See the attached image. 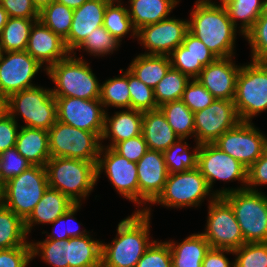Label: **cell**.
I'll use <instances>...</instances> for the list:
<instances>
[{
    "mask_svg": "<svg viewBox=\"0 0 267 267\" xmlns=\"http://www.w3.org/2000/svg\"><path fill=\"white\" fill-rule=\"evenodd\" d=\"M240 119L231 100L215 99L211 105L194 113V137L198 144L214 143Z\"/></svg>",
    "mask_w": 267,
    "mask_h": 267,
    "instance_id": "obj_13",
    "label": "cell"
},
{
    "mask_svg": "<svg viewBox=\"0 0 267 267\" xmlns=\"http://www.w3.org/2000/svg\"><path fill=\"white\" fill-rule=\"evenodd\" d=\"M55 98L58 121L81 130L94 132L101 138L106 111L103 109V104L99 99Z\"/></svg>",
    "mask_w": 267,
    "mask_h": 267,
    "instance_id": "obj_16",
    "label": "cell"
},
{
    "mask_svg": "<svg viewBox=\"0 0 267 267\" xmlns=\"http://www.w3.org/2000/svg\"><path fill=\"white\" fill-rule=\"evenodd\" d=\"M139 183V206L151 203L162 192L168 178L163 152L148 149L136 163Z\"/></svg>",
    "mask_w": 267,
    "mask_h": 267,
    "instance_id": "obj_19",
    "label": "cell"
},
{
    "mask_svg": "<svg viewBox=\"0 0 267 267\" xmlns=\"http://www.w3.org/2000/svg\"><path fill=\"white\" fill-rule=\"evenodd\" d=\"M113 149L127 160L137 163L147 152L148 147L141 134L117 143Z\"/></svg>",
    "mask_w": 267,
    "mask_h": 267,
    "instance_id": "obj_51",
    "label": "cell"
},
{
    "mask_svg": "<svg viewBox=\"0 0 267 267\" xmlns=\"http://www.w3.org/2000/svg\"><path fill=\"white\" fill-rule=\"evenodd\" d=\"M142 135L148 149L159 152H164L179 139L160 109L143 112Z\"/></svg>",
    "mask_w": 267,
    "mask_h": 267,
    "instance_id": "obj_25",
    "label": "cell"
},
{
    "mask_svg": "<svg viewBox=\"0 0 267 267\" xmlns=\"http://www.w3.org/2000/svg\"><path fill=\"white\" fill-rule=\"evenodd\" d=\"M42 67L26 50L4 52L0 63V97L6 100L13 93L36 87L31 82Z\"/></svg>",
    "mask_w": 267,
    "mask_h": 267,
    "instance_id": "obj_15",
    "label": "cell"
},
{
    "mask_svg": "<svg viewBox=\"0 0 267 267\" xmlns=\"http://www.w3.org/2000/svg\"><path fill=\"white\" fill-rule=\"evenodd\" d=\"M3 55H4V50L2 49V46L0 44V63H1Z\"/></svg>",
    "mask_w": 267,
    "mask_h": 267,
    "instance_id": "obj_62",
    "label": "cell"
},
{
    "mask_svg": "<svg viewBox=\"0 0 267 267\" xmlns=\"http://www.w3.org/2000/svg\"><path fill=\"white\" fill-rule=\"evenodd\" d=\"M197 168L206 179L209 189L215 180L242 181L246 189L247 170L242 163L223 152L214 143L201 144L198 151Z\"/></svg>",
    "mask_w": 267,
    "mask_h": 267,
    "instance_id": "obj_17",
    "label": "cell"
},
{
    "mask_svg": "<svg viewBox=\"0 0 267 267\" xmlns=\"http://www.w3.org/2000/svg\"><path fill=\"white\" fill-rule=\"evenodd\" d=\"M100 102L107 106L131 109V97L128 87V69L120 77L110 78L101 84Z\"/></svg>",
    "mask_w": 267,
    "mask_h": 267,
    "instance_id": "obj_36",
    "label": "cell"
},
{
    "mask_svg": "<svg viewBox=\"0 0 267 267\" xmlns=\"http://www.w3.org/2000/svg\"><path fill=\"white\" fill-rule=\"evenodd\" d=\"M240 68L234 64L232 57L217 58L203 68L196 80L215 99L233 101Z\"/></svg>",
    "mask_w": 267,
    "mask_h": 267,
    "instance_id": "obj_20",
    "label": "cell"
},
{
    "mask_svg": "<svg viewBox=\"0 0 267 267\" xmlns=\"http://www.w3.org/2000/svg\"><path fill=\"white\" fill-rule=\"evenodd\" d=\"M26 51L41 65L48 63L45 70L70 54L64 40L40 20L32 25Z\"/></svg>",
    "mask_w": 267,
    "mask_h": 267,
    "instance_id": "obj_21",
    "label": "cell"
},
{
    "mask_svg": "<svg viewBox=\"0 0 267 267\" xmlns=\"http://www.w3.org/2000/svg\"><path fill=\"white\" fill-rule=\"evenodd\" d=\"M136 210L121 220L117 235L109 244L102 243L101 267H135L152 244L149 240L150 208ZM112 244V245H111Z\"/></svg>",
    "mask_w": 267,
    "mask_h": 267,
    "instance_id": "obj_1",
    "label": "cell"
},
{
    "mask_svg": "<svg viewBox=\"0 0 267 267\" xmlns=\"http://www.w3.org/2000/svg\"><path fill=\"white\" fill-rule=\"evenodd\" d=\"M69 267H101L102 242L90 235L68 238Z\"/></svg>",
    "mask_w": 267,
    "mask_h": 267,
    "instance_id": "obj_30",
    "label": "cell"
},
{
    "mask_svg": "<svg viewBox=\"0 0 267 267\" xmlns=\"http://www.w3.org/2000/svg\"><path fill=\"white\" fill-rule=\"evenodd\" d=\"M32 258L41 254V258L52 267H69V242L67 239H44L32 243Z\"/></svg>",
    "mask_w": 267,
    "mask_h": 267,
    "instance_id": "obj_40",
    "label": "cell"
},
{
    "mask_svg": "<svg viewBox=\"0 0 267 267\" xmlns=\"http://www.w3.org/2000/svg\"><path fill=\"white\" fill-rule=\"evenodd\" d=\"M2 190H3V185H2V183L0 182V192H2Z\"/></svg>",
    "mask_w": 267,
    "mask_h": 267,
    "instance_id": "obj_64",
    "label": "cell"
},
{
    "mask_svg": "<svg viewBox=\"0 0 267 267\" xmlns=\"http://www.w3.org/2000/svg\"><path fill=\"white\" fill-rule=\"evenodd\" d=\"M188 21V31L201 40L217 58L233 57L237 28L223 4L197 0Z\"/></svg>",
    "mask_w": 267,
    "mask_h": 267,
    "instance_id": "obj_2",
    "label": "cell"
},
{
    "mask_svg": "<svg viewBox=\"0 0 267 267\" xmlns=\"http://www.w3.org/2000/svg\"><path fill=\"white\" fill-rule=\"evenodd\" d=\"M0 5L9 17L39 19V12L32 0H0Z\"/></svg>",
    "mask_w": 267,
    "mask_h": 267,
    "instance_id": "obj_53",
    "label": "cell"
},
{
    "mask_svg": "<svg viewBox=\"0 0 267 267\" xmlns=\"http://www.w3.org/2000/svg\"><path fill=\"white\" fill-rule=\"evenodd\" d=\"M46 69V74L55 83L51 89L54 97H75L85 100L99 99L101 85L90 66L75 52ZM75 56V57H74Z\"/></svg>",
    "mask_w": 267,
    "mask_h": 267,
    "instance_id": "obj_5",
    "label": "cell"
},
{
    "mask_svg": "<svg viewBox=\"0 0 267 267\" xmlns=\"http://www.w3.org/2000/svg\"><path fill=\"white\" fill-rule=\"evenodd\" d=\"M121 0H111L104 13L103 27L119 42L129 31L136 37V29L133 27L129 16V9L122 6ZM119 3L117 5L114 4Z\"/></svg>",
    "mask_w": 267,
    "mask_h": 267,
    "instance_id": "obj_37",
    "label": "cell"
},
{
    "mask_svg": "<svg viewBox=\"0 0 267 267\" xmlns=\"http://www.w3.org/2000/svg\"><path fill=\"white\" fill-rule=\"evenodd\" d=\"M32 259L31 242L24 246L0 250V267H27Z\"/></svg>",
    "mask_w": 267,
    "mask_h": 267,
    "instance_id": "obj_49",
    "label": "cell"
},
{
    "mask_svg": "<svg viewBox=\"0 0 267 267\" xmlns=\"http://www.w3.org/2000/svg\"><path fill=\"white\" fill-rule=\"evenodd\" d=\"M8 18H9V16H8L7 12L0 5V35H1V32H2L5 24L7 23Z\"/></svg>",
    "mask_w": 267,
    "mask_h": 267,
    "instance_id": "obj_59",
    "label": "cell"
},
{
    "mask_svg": "<svg viewBox=\"0 0 267 267\" xmlns=\"http://www.w3.org/2000/svg\"><path fill=\"white\" fill-rule=\"evenodd\" d=\"M81 203L80 204H74L72 207H70L62 216L58 217L54 222H52V226H58L61 225L63 226L64 222L66 223V221L69 222V220H74V214L80 209ZM67 222V223H68ZM78 224V223H76ZM64 226H67L64 224ZM62 227V229L57 231H52L51 234H49L46 239H55V240H62V239H68V238H72V237H80V236H84L87 235L89 233V231L87 232L86 230L80 231L79 229H77V225L75 226V228H70L69 226L67 227ZM74 227V226H72Z\"/></svg>",
    "mask_w": 267,
    "mask_h": 267,
    "instance_id": "obj_50",
    "label": "cell"
},
{
    "mask_svg": "<svg viewBox=\"0 0 267 267\" xmlns=\"http://www.w3.org/2000/svg\"><path fill=\"white\" fill-rule=\"evenodd\" d=\"M135 267H172L168 243L154 240Z\"/></svg>",
    "mask_w": 267,
    "mask_h": 267,
    "instance_id": "obj_47",
    "label": "cell"
},
{
    "mask_svg": "<svg viewBox=\"0 0 267 267\" xmlns=\"http://www.w3.org/2000/svg\"><path fill=\"white\" fill-rule=\"evenodd\" d=\"M224 252L234 255L230 249L210 248L205 254L202 267H234V261L229 262Z\"/></svg>",
    "mask_w": 267,
    "mask_h": 267,
    "instance_id": "obj_56",
    "label": "cell"
},
{
    "mask_svg": "<svg viewBox=\"0 0 267 267\" xmlns=\"http://www.w3.org/2000/svg\"><path fill=\"white\" fill-rule=\"evenodd\" d=\"M96 170L97 181L101 172L104 170L117 192L131 202H135L139 205V183L135 162L127 160L113 148H105V146L102 145Z\"/></svg>",
    "mask_w": 267,
    "mask_h": 267,
    "instance_id": "obj_14",
    "label": "cell"
},
{
    "mask_svg": "<svg viewBox=\"0 0 267 267\" xmlns=\"http://www.w3.org/2000/svg\"><path fill=\"white\" fill-rule=\"evenodd\" d=\"M241 66L236 82L234 104L240 122L267 110V61Z\"/></svg>",
    "mask_w": 267,
    "mask_h": 267,
    "instance_id": "obj_8",
    "label": "cell"
},
{
    "mask_svg": "<svg viewBox=\"0 0 267 267\" xmlns=\"http://www.w3.org/2000/svg\"><path fill=\"white\" fill-rule=\"evenodd\" d=\"M244 37L252 48V60L267 61V17H259Z\"/></svg>",
    "mask_w": 267,
    "mask_h": 267,
    "instance_id": "obj_45",
    "label": "cell"
},
{
    "mask_svg": "<svg viewBox=\"0 0 267 267\" xmlns=\"http://www.w3.org/2000/svg\"><path fill=\"white\" fill-rule=\"evenodd\" d=\"M185 139H178L163 152L164 161L169 174L185 172L197 168L200 144L196 142L193 153L189 152ZM183 141V142H182ZM190 153V154H189Z\"/></svg>",
    "mask_w": 267,
    "mask_h": 267,
    "instance_id": "obj_35",
    "label": "cell"
},
{
    "mask_svg": "<svg viewBox=\"0 0 267 267\" xmlns=\"http://www.w3.org/2000/svg\"><path fill=\"white\" fill-rule=\"evenodd\" d=\"M17 120L6 111L0 116V153L15 147L19 132Z\"/></svg>",
    "mask_w": 267,
    "mask_h": 267,
    "instance_id": "obj_54",
    "label": "cell"
},
{
    "mask_svg": "<svg viewBox=\"0 0 267 267\" xmlns=\"http://www.w3.org/2000/svg\"><path fill=\"white\" fill-rule=\"evenodd\" d=\"M2 204V192H0V205Z\"/></svg>",
    "mask_w": 267,
    "mask_h": 267,
    "instance_id": "obj_63",
    "label": "cell"
},
{
    "mask_svg": "<svg viewBox=\"0 0 267 267\" xmlns=\"http://www.w3.org/2000/svg\"><path fill=\"white\" fill-rule=\"evenodd\" d=\"M24 221L12 210L0 205V250L24 246L26 240Z\"/></svg>",
    "mask_w": 267,
    "mask_h": 267,
    "instance_id": "obj_31",
    "label": "cell"
},
{
    "mask_svg": "<svg viewBox=\"0 0 267 267\" xmlns=\"http://www.w3.org/2000/svg\"><path fill=\"white\" fill-rule=\"evenodd\" d=\"M51 157H66L97 163L102 147L94 132L81 130L56 121L48 130Z\"/></svg>",
    "mask_w": 267,
    "mask_h": 267,
    "instance_id": "obj_9",
    "label": "cell"
},
{
    "mask_svg": "<svg viewBox=\"0 0 267 267\" xmlns=\"http://www.w3.org/2000/svg\"><path fill=\"white\" fill-rule=\"evenodd\" d=\"M260 17H267V0H263L262 14Z\"/></svg>",
    "mask_w": 267,
    "mask_h": 267,
    "instance_id": "obj_60",
    "label": "cell"
},
{
    "mask_svg": "<svg viewBox=\"0 0 267 267\" xmlns=\"http://www.w3.org/2000/svg\"><path fill=\"white\" fill-rule=\"evenodd\" d=\"M55 1L64 4L67 7L74 10L80 7L83 3H85L88 0H55Z\"/></svg>",
    "mask_w": 267,
    "mask_h": 267,
    "instance_id": "obj_57",
    "label": "cell"
},
{
    "mask_svg": "<svg viewBox=\"0 0 267 267\" xmlns=\"http://www.w3.org/2000/svg\"><path fill=\"white\" fill-rule=\"evenodd\" d=\"M48 187L45 166L32 165L3 184L2 204L25 221Z\"/></svg>",
    "mask_w": 267,
    "mask_h": 267,
    "instance_id": "obj_7",
    "label": "cell"
},
{
    "mask_svg": "<svg viewBox=\"0 0 267 267\" xmlns=\"http://www.w3.org/2000/svg\"><path fill=\"white\" fill-rule=\"evenodd\" d=\"M251 122H239L226 131L214 144L223 152L249 168L264 152L267 137Z\"/></svg>",
    "mask_w": 267,
    "mask_h": 267,
    "instance_id": "obj_12",
    "label": "cell"
},
{
    "mask_svg": "<svg viewBox=\"0 0 267 267\" xmlns=\"http://www.w3.org/2000/svg\"><path fill=\"white\" fill-rule=\"evenodd\" d=\"M73 11L66 5L54 1L39 12V20L64 40L71 29Z\"/></svg>",
    "mask_w": 267,
    "mask_h": 267,
    "instance_id": "obj_39",
    "label": "cell"
},
{
    "mask_svg": "<svg viewBox=\"0 0 267 267\" xmlns=\"http://www.w3.org/2000/svg\"><path fill=\"white\" fill-rule=\"evenodd\" d=\"M20 128L15 148L32 165L45 166L51 158L48 131L25 126Z\"/></svg>",
    "mask_w": 267,
    "mask_h": 267,
    "instance_id": "obj_26",
    "label": "cell"
},
{
    "mask_svg": "<svg viewBox=\"0 0 267 267\" xmlns=\"http://www.w3.org/2000/svg\"><path fill=\"white\" fill-rule=\"evenodd\" d=\"M5 111L12 117L21 115L25 127L49 130L57 121V103L51 89L33 87L11 94Z\"/></svg>",
    "mask_w": 267,
    "mask_h": 267,
    "instance_id": "obj_6",
    "label": "cell"
},
{
    "mask_svg": "<svg viewBox=\"0 0 267 267\" xmlns=\"http://www.w3.org/2000/svg\"><path fill=\"white\" fill-rule=\"evenodd\" d=\"M169 56H171V67L187 75L190 79H196L204 68L182 44Z\"/></svg>",
    "mask_w": 267,
    "mask_h": 267,
    "instance_id": "obj_48",
    "label": "cell"
},
{
    "mask_svg": "<svg viewBox=\"0 0 267 267\" xmlns=\"http://www.w3.org/2000/svg\"><path fill=\"white\" fill-rule=\"evenodd\" d=\"M37 20L39 19L9 17L0 35L4 52L26 50L32 25Z\"/></svg>",
    "mask_w": 267,
    "mask_h": 267,
    "instance_id": "obj_32",
    "label": "cell"
},
{
    "mask_svg": "<svg viewBox=\"0 0 267 267\" xmlns=\"http://www.w3.org/2000/svg\"><path fill=\"white\" fill-rule=\"evenodd\" d=\"M120 42L113 37L103 26L97 27L89 34L84 41L76 48L84 49L90 55L98 57L112 53L118 48Z\"/></svg>",
    "mask_w": 267,
    "mask_h": 267,
    "instance_id": "obj_41",
    "label": "cell"
},
{
    "mask_svg": "<svg viewBox=\"0 0 267 267\" xmlns=\"http://www.w3.org/2000/svg\"><path fill=\"white\" fill-rule=\"evenodd\" d=\"M233 253L234 267H267V242L245 243Z\"/></svg>",
    "mask_w": 267,
    "mask_h": 267,
    "instance_id": "obj_43",
    "label": "cell"
},
{
    "mask_svg": "<svg viewBox=\"0 0 267 267\" xmlns=\"http://www.w3.org/2000/svg\"><path fill=\"white\" fill-rule=\"evenodd\" d=\"M111 0H88L73 11V20L68 36L64 39L70 53L97 27L103 26L104 13Z\"/></svg>",
    "mask_w": 267,
    "mask_h": 267,
    "instance_id": "obj_22",
    "label": "cell"
},
{
    "mask_svg": "<svg viewBox=\"0 0 267 267\" xmlns=\"http://www.w3.org/2000/svg\"><path fill=\"white\" fill-rule=\"evenodd\" d=\"M31 166L32 164L15 147L8 148L0 153V182L2 185L5 184Z\"/></svg>",
    "mask_w": 267,
    "mask_h": 267,
    "instance_id": "obj_44",
    "label": "cell"
},
{
    "mask_svg": "<svg viewBox=\"0 0 267 267\" xmlns=\"http://www.w3.org/2000/svg\"><path fill=\"white\" fill-rule=\"evenodd\" d=\"M188 31V20L167 18L136 31L140 44L148 49L147 55H170L182 44Z\"/></svg>",
    "mask_w": 267,
    "mask_h": 267,
    "instance_id": "obj_18",
    "label": "cell"
},
{
    "mask_svg": "<svg viewBox=\"0 0 267 267\" xmlns=\"http://www.w3.org/2000/svg\"><path fill=\"white\" fill-rule=\"evenodd\" d=\"M181 100L195 113L211 105L215 98L196 79H191L185 86Z\"/></svg>",
    "mask_w": 267,
    "mask_h": 267,
    "instance_id": "obj_46",
    "label": "cell"
},
{
    "mask_svg": "<svg viewBox=\"0 0 267 267\" xmlns=\"http://www.w3.org/2000/svg\"><path fill=\"white\" fill-rule=\"evenodd\" d=\"M97 163L51 157L45 164L49 187L60 191L75 204H80L97 182Z\"/></svg>",
    "mask_w": 267,
    "mask_h": 267,
    "instance_id": "obj_4",
    "label": "cell"
},
{
    "mask_svg": "<svg viewBox=\"0 0 267 267\" xmlns=\"http://www.w3.org/2000/svg\"><path fill=\"white\" fill-rule=\"evenodd\" d=\"M55 0H32L35 8L38 12H41L44 8L50 5Z\"/></svg>",
    "mask_w": 267,
    "mask_h": 267,
    "instance_id": "obj_58",
    "label": "cell"
},
{
    "mask_svg": "<svg viewBox=\"0 0 267 267\" xmlns=\"http://www.w3.org/2000/svg\"><path fill=\"white\" fill-rule=\"evenodd\" d=\"M5 112V99L0 97V116Z\"/></svg>",
    "mask_w": 267,
    "mask_h": 267,
    "instance_id": "obj_61",
    "label": "cell"
},
{
    "mask_svg": "<svg viewBox=\"0 0 267 267\" xmlns=\"http://www.w3.org/2000/svg\"><path fill=\"white\" fill-rule=\"evenodd\" d=\"M128 11L136 31L144 26L169 18V13L179 0H129Z\"/></svg>",
    "mask_w": 267,
    "mask_h": 267,
    "instance_id": "obj_28",
    "label": "cell"
},
{
    "mask_svg": "<svg viewBox=\"0 0 267 267\" xmlns=\"http://www.w3.org/2000/svg\"><path fill=\"white\" fill-rule=\"evenodd\" d=\"M208 208L205 232L201 234L210 248L235 250L245 244L234 211L223 197L210 195Z\"/></svg>",
    "mask_w": 267,
    "mask_h": 267,
    "instance_id": "obj_10",
    "label": "cell"
},
{
    "mask_svg": "<svg viewBox=\"0 0 267 267\" xmlns=\"http://www.w3.org/2000/svg\"><path fill=\"white\" fill-rule=\"evenodd\" d=\"M210 192L206 179L196 168L168 174L162 192L152 203L171 208L198 207Z\"/></svg>",
    "mask_w": 267,
    "mask_h": 267,
    "instance_id": "obj_11",
    "label": "cell"
},
{
    "mask_svg": "<svg viewBox=\"0 0 267 267\" xmlns=\"http://www.w3.org/2000/svg\"><path fill=\"white\" fill-rule=\"evenodd\" d=\"M213 191L232 207L245 243L267 242V196L258 191L222 188Z\"/></svg>",
    "mask_w": 267,
    "mask_h": 267,
    "instance_id": "obj_3",
    "label": "cell"
},
{
    "mask_svg": "<svg viewBox=\"0 0 267 267\" xmlns=\"http://www.w3.org/2000/svg\"><path fill=\"white\" fill-rule=\"evenodd\" d=\"M159 109L180 139L194 137V113L182 100L164 103Z\"/></svg>",
    "mask_w": 267,
    "mask_h": 267,
    "instance_id": "obj_34",
    "label": "cell"
},
{
    "mask_svg": "<svg viewBox=\"0 0 267 267\" xmlns=\"http://www.w3.org/2000/svg\"><path fill=\"white\" fill-rule=\"evenodd\" d=\"M190 78L172 67L168 70L154 90L155 100L158 107L162 104L181 100L185 86Z\"/></svg>",
    "mask_w": 267,
    "mask_h": 267,
    "instance_id": "obj_38",
    "label": "cell"
},
{
    "mask_svg": "<svg viewBox=\"0 0 267 267\" xmlns=\"http://www.w3.org/2000/svg\"><path fill=\"white\" fill-rule=\"evenodd\" d=\"M171 68L168 55L139 54L128 70L148 87L154 89Z\"/></svg>",
    "mask_w": 267,
    "mask_h": 267,
    "instance_id": "obj_29",
    "label": "cell"
},
{
    "mask_svg": "<svg viewBox=\"0 0 267 267\" xmlns=\"http://www.w3.org/2000/svg\"><path fill=\"white\" fill-rule=\"evenodd\" d=\"M182 45L189 51L196 61H199L203 67H206L208 64L217 59L214 53L189 31L186 32Z\"/></svg>",
    "mask_w": 267,
    "mask_h": 267,
    "instance_id": "obj_52",
    "label": "cell"
},
{
    "mask_svg": "<svg viewBox=\"0 0 267 267\" xmlns=\"http://www.w3.org/2000/svg\"><path fill=\"white\" fill-rule=\"evenodd\" d=\"M267 184V146L263 154L248 168L246 189L256 190L257 185Z\"/></svg>",
    "mask_w": 267,
    "mask_h": 267,
    "instance_id": "obj_55",
    "label": "cell"
},
{
    "mask_svg": "<svg viewBox=\"0 0 267 267\" xmlns=\"http://www.w3.org/2000/svg\"><path fill=\"white\" fill-rule=\"evenodd\" d=\"M224 5L230 20L237 28L240 20V32L243 36L253 27L262 14L263 0H220Z\"/></svg>",
    "mask_w": 267,
    "mask_h": 267,
    "instance_id": "obj_33",
    "label": "cell"
},
{
    "mask_svg": "<svg viewBox=\"0 0 267 267\" xmlns=\"http://www.w3.org/2000/svg\"><path fill=\"white\" fill-rule=\"evenodd\" d=\"M74 204L60 191L48 187L32 213L24 221L26 234L28 235L31 232L32 226H35L37 223L51 224Z\"/></svg>",
    "mask_w": 267,
    "mask_h": 267,
    "instance_id": "obj_24",
    "label": "cell"
},
{
    "mask_svg": "<svg viewBox=\"0 0 267 267\" xmlns=\"http://www.w3.org/2000/svg\"><path fill=\"white\" fill-rule=\"evenodd\" d=\"M128 87L131 97V109L141 112L159 109L156 104L154 90L128 70Z\"/></svg>",
    "mask_w": 267,
    "mask_h": 267,
    "instance_id": "obj_42",
    "label": "cell"
},
{
    "mask_svg": "<svg viewBox=\"0 0 267 267\" xmlns=\"http://www.w3.org/2000/svg\"><path fill=\"white\" fill-rule=\"evenodd\" d=\"M172 259V267H202L210 245L201 233L192 234L179 244L167 241Z\"/></svg>",
    "mask_w": 267,
    "mask_h": 267,
    "instance_id": "obj_27",
    "label": "cell"
},
{
    "mask_svg": "<svg viewBox=\"0 0 267 267\" xmlns=\"http://www.w3.org/2000/svg\"><path fill=\"white\" fill-rule=\"evenodd\" d=\"M143 112L126 109L109 118L105 112L104 128L101 140L111 138V144L106 147L113 148L117 143L142 134Z\"/></svg>",
    "mask_w": 267,
    "mask_h": 267,
    "instance_id": "obj_23",
    "label": "cell"
}]
</instances>
